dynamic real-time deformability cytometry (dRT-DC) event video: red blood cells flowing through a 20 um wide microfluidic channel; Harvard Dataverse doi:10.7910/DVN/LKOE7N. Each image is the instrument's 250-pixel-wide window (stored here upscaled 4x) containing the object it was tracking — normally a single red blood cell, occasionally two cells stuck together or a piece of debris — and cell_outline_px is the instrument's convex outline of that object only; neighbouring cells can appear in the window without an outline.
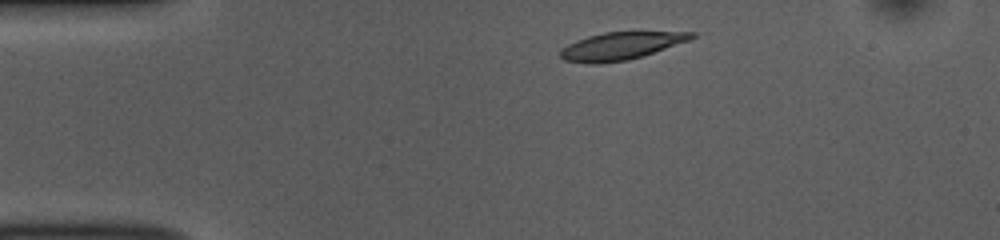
{"species": "common noctule bat (a hibernating species)", "species_latin": "Nyctalus noctula", "temperature_condition": "room temperature", "stored_images_in_passage": 44, "camera_frame_rate_fps": 3000, "um_per_image_px": 0.085, "animal": {"sex": "female", "body_mass_g": 10.0, "forearm_length_mm": 53.1}, "frame": {"image": 1, "passage_image": 1, "time_ms": 0.0, "image_size_px": [1000, 240], "cell_outline_px": [[696, 36], [692, 40], [644, 56], [628, 60], [596, 64], [588, 64], [564, 60], [560, 56], [560, 52], [568, 44], [576, 40], [588, 36], [604, 32], [696, 32]], "centroid_in_image_um": [52.82, 3.91], "position_along_channel_um": 32.2, "area_um2": 21.21}}
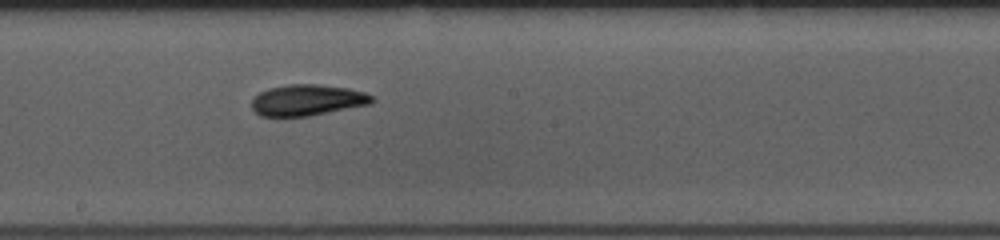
{"frame": {"image": 2, "passage_image": 20, "time_ms": 6.333, "image_size_px": [1000, 240], "cell_outline_px": [[376, 100], [372, 104], [308, 116], [260, 116], [252, 108], [252, 100], [260, 92], [268, 88], [288, 84], [316, 84], [348, 88], [364, 92], [372, 96]], "centroid_in_image_um": [26.15, 8.5], "position_along_channel_um": 222.1, "area_um2": 21.79}}
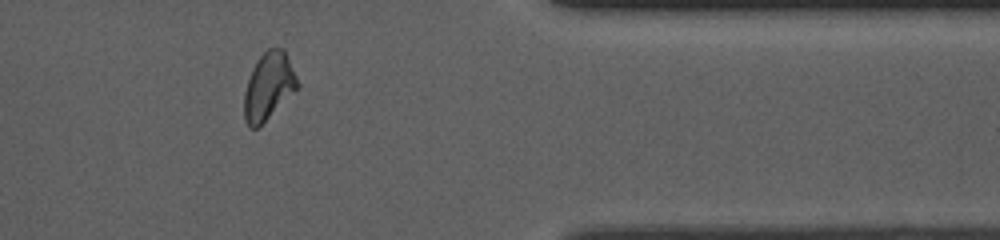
{"frame": {"image": 3, "passage_image": 35, "time_ms": 11.333, "image_size_px": [1000, 240], "cell_outline_px": [[300, 88], [256, 128], [248, 128], [244, 120], [244, 92], [252, 68], [256, 60], [268, 48], [276, 44], [284, 48], [300, 84]], "centroid_in_image_um": [22.85, 7.28], "position_along_channel_um": 388.6, "area_um2": 21.21}, "authors_computed_cell_mechanics": {"area_um2": 21.7039, "velocity_mm_per_s": 3.71, "shape_relaxation_time_tau1_ms": 2.936, "shape_relaxation_time_tau2_ms": 3.4972, "deformation_change_tau1": 0.1498, "deformation_change_tau2": 0.0969}}